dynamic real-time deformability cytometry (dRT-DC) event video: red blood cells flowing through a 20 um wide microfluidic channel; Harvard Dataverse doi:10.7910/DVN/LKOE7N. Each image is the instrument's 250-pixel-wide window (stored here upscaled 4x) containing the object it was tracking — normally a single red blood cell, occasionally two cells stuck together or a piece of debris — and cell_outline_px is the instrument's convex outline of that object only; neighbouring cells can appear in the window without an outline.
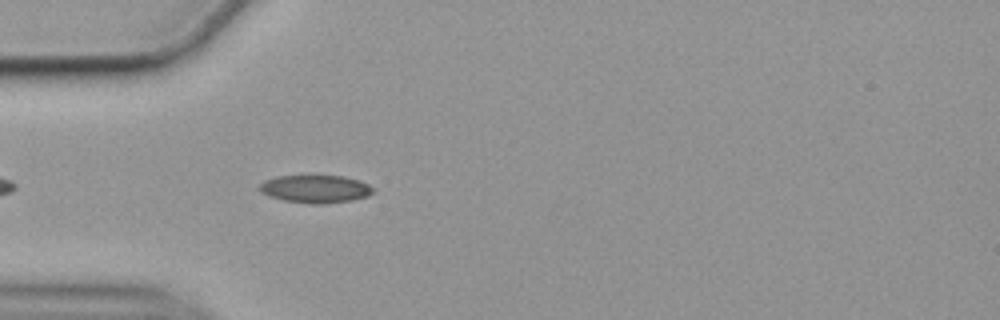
{"species": "common noctule bat (a hibernating species)", "species_latin": "Nyctalus noctula", "temperature_condition": "cold", "stored_images_in_passage": 45, "camera_frame_rate_fps": 3000, "um_per_image_px": 0.085, "animal": {"sex": "female", "body_mass_g": 19.9}, "frame": {"image": 1, "passage_image": 5, "time_ms": 1.333, "image_size_px": [1000, 320], "cell_outline_px": [[372, 192], [368, 196], [352, 200], [320, 204], [312, 204], [284, 200], [268, 196], [260, 192], [260, 184], [264, 180], [276, 176], [344, 176], [360, 180], [368, 184], [372, 188]], "centroid_in_image_um": [26.79, 16.06], "position_along_channel_um": 58.2, "area_um2": 18.32}}
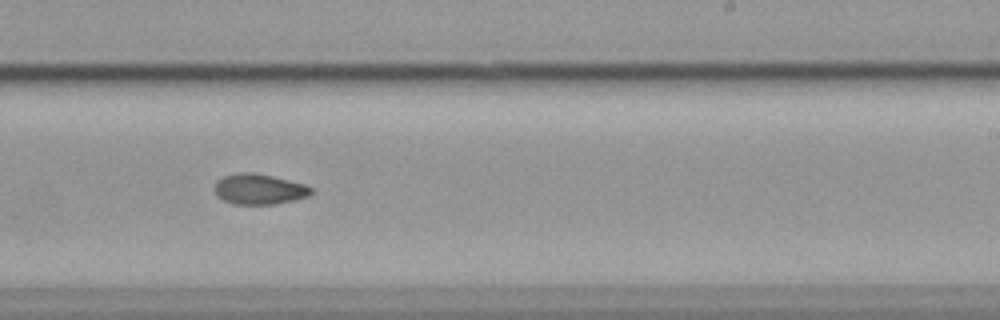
{"frame": {"image": 2, "passage_image": 23, "time_ms": 7.333, "image_size_px": [1000, 320], "cell_outline_px": [[316, 188], [308, 196], [276, 204], [236, 204], [224, 200], [216, 192], [216, 180], [224, 176], [240, 172], [252, 172], [272, 176], [304, 184]], "centroid_in_image_um": [22.07, 16.07], "position_along_channel_um": 266.9, "area_um2": 16.94}}
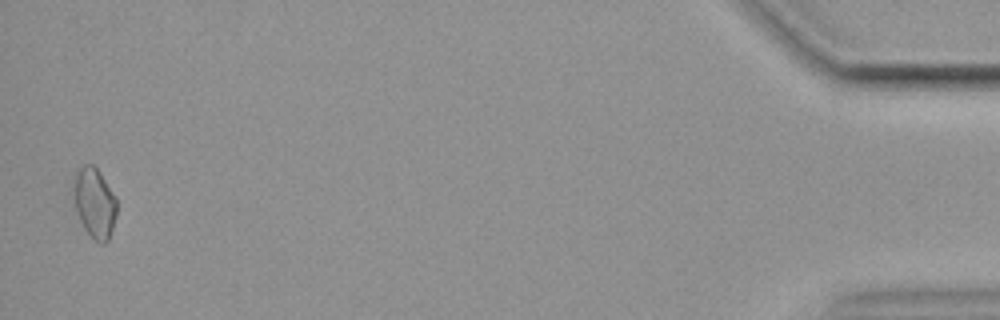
{"frame": {"image": 3, "passage_image": 44, "time_ms": 14.333, "image_size_px": [1000, 320], "cell_outline_px": [[116, 216], [108, 240], [104, 244], [100, 244], [84, 228], [80, 220], [76, 208], [72, 188], [72, 172], [84, 164], [92, 164], [100, 172], [116, 196]], "centroid_in_image_um": [8.01, 17.17], "position_along_channel_um": 427.2, "area_um2": 17.86}, "authors_computed_cell_mechanics": {"area_um2": 17.1666, "velocity_mm_per_s": 3.5549, "shape_relaxation_time_tau1_ms": 10.6557, "shape_relaxation_time_tau2_ms": null, "deformation_change_tau1": 0.1534, "deformation_change_tau2": null}}